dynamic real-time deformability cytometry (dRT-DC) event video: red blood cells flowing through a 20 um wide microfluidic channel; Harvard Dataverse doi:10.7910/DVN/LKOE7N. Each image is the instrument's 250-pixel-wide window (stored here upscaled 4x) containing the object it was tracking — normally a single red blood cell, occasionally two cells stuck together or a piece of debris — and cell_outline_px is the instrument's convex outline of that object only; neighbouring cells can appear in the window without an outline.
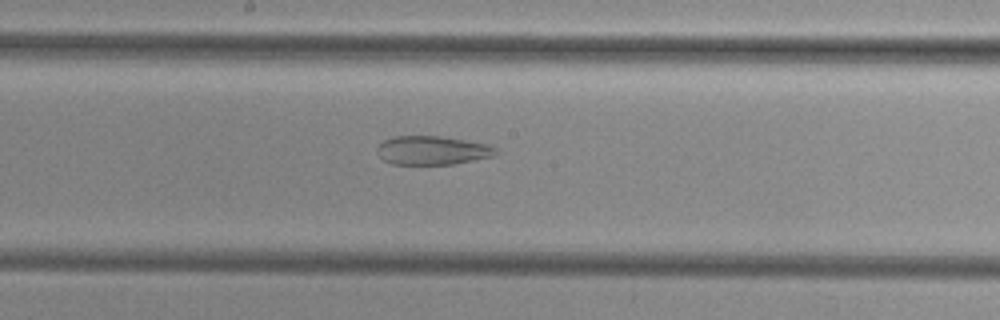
{"species": "common noctule bat (a hibernating species)", "species_latin": "Nyctalus noctula", "temperature_condition": "cold", "stored_images_in_passage": 38, "camera_frame_rate_fps": 3000, "um_per_image_px": 0.085, "animal": {"sex": "female", "body_mass_g": 29.2, "forearm_length_mm": 56.3}, "frame": {"image": 1, "passage_image": 16, "time_ms": 5.0, "image_size_px": [1000, 320], "cell_outline_px": [[500, 152], [492, 156], [452, 164], [392, 164], [384, 160], [376, 152], [376, 148], [384, 140], [392, 136], [440, 136], [488, 144], [496, 148]], "centroid_in_image_um": [36.73, 12.77], "position_along_channel_um": 211.5, "area_um2": 19.83}}
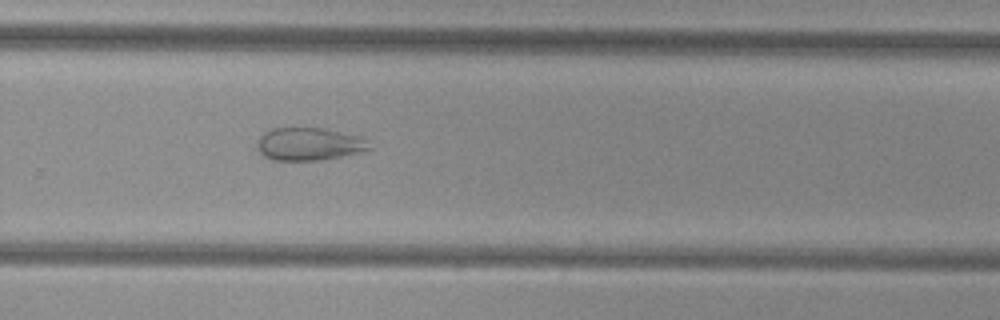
{"frame": {"image": 2, "passage_image": 23, "time_ms": 7.333, "image_size_px": [1000, 320], "cell_outline_px": [[372, 148], [340, 156], [320, 160], [272, 160], [264, 156], [256, 148], [256, 140], [264, 132], [272, 128], [324, 128], [360, 136], [368, 140]], "centroid_in_image_um": [26.23, 12.23], "position_along_channel_um": 303.6, "area_um2": 21.44}}
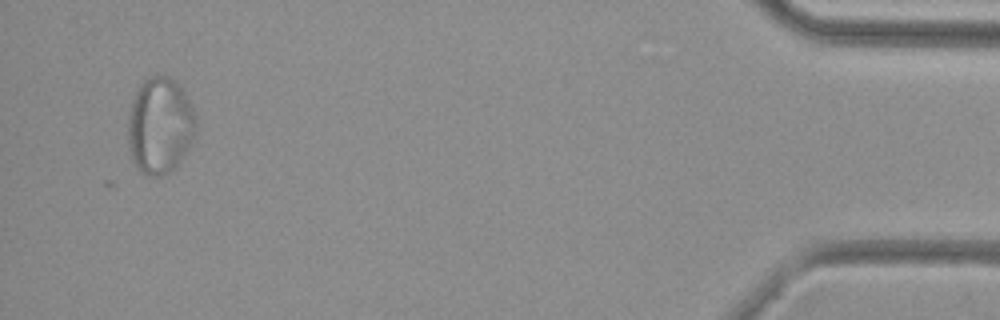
{"frame": {"image": 3, "passage_image": 38, "time_ms": 12.333, "image_size_px": [1000, 320], "cell_outline_px": [[200, 124], [188, 152], [168, 172], [160, 176], [148, 176], [140, 172], [132, 160], [128, 148], [128, 116], [132, 100], [140, 84], [144, 80], [152, 76], [168, 76], [180, 88], [188, 100]], "centroid_in_image_um": [13.6, 10.71], "position_along_channel_um": 421.6, "area_um2": 38.44}}